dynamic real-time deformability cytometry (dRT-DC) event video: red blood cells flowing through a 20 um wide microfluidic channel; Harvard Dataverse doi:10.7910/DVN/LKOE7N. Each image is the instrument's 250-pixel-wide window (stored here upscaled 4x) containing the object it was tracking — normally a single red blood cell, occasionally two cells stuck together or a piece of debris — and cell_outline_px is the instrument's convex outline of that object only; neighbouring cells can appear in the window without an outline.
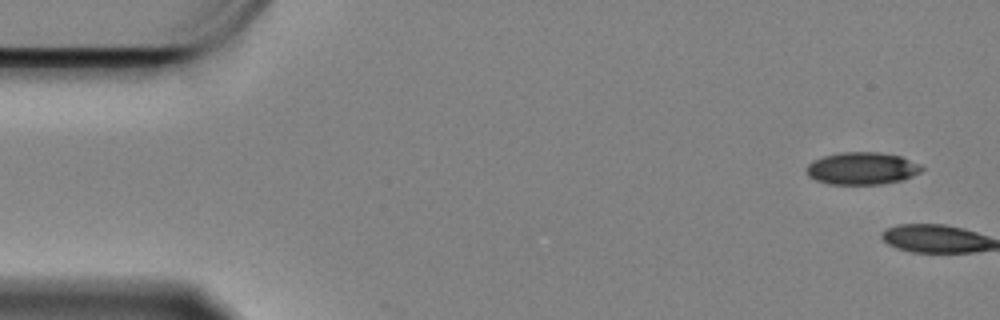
{"species": "Egyptian fruit bat (a non-hibernating species)", "species_latin": "Rousettus aegyptiacus", "temperature_condition": "cold", "stored_images_in_passage": 7, "camera_frame_rate_fps": 3000, "um_per_image_px": 0.085, "animal": {"sex": "female"}, "frame": {"image": 1, "passage_image": 1, "time_ms": 0.0, "image_size_px": [1000, 320], "cell_outline_px": [[924, 168], [920, 172], [904, 180], [880, 184], [828, 184], [816, 180], [808, 176], [808, 164], [812, 160], [824, 156], [840, 152], [880, 152], [900, 156], [920, 164]], "centroid_in_image_um": [73.28, 14.31], "position_along_channel_um": 11.7, "area_um2": 21.73}}